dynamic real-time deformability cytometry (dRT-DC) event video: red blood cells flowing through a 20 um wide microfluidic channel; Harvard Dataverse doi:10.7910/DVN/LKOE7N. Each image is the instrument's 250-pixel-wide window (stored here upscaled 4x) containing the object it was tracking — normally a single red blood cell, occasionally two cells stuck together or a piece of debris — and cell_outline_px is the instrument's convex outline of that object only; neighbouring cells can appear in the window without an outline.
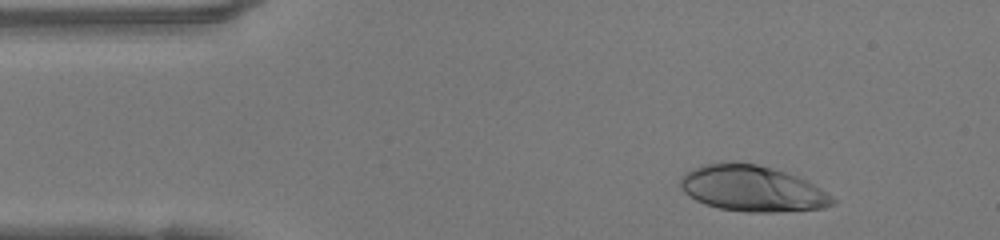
{"species": "human", "species_latin": "Homo sapiens", "temperature_condition": "warm", "stored_images_in_passage": 37, "camera_frame_rate_fps": 3000, "um_per_image_px": 0.085, "donor": {"sex": "female"}, "frame": {"image": 1, "passage_image": 4, "time_ms": 1.0, "image_size_px": [1000, 240], "cell_outline_px": [[836, 204], [824, 208], [776, 212], [748, 212], [720, 208], [704, 204], [688, 196], [680, 188], [680, 180], [684, 172], [692, 168], [704, 164], [756, 164], [772, 168], [808, 180], [832, 196], [836, 200]], "centroid_in_image_um": [63.95, 16.05], "position_along_channel_um": 21.0, "area_um2": 40.4}}
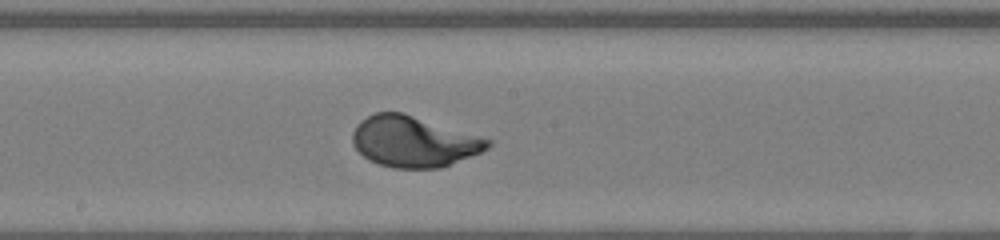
{"frame": {"image": 2, "passage_image": 23, "time_ms": 7.333, "image_size_px": [1000, 240], "cell_outline_px": [[492, 144], [488, 148], [480, 152], [440, 168], [392, 168], [368, 160], [352, 144], [352, 132], [356, 124], [360, 120], [376, 112], [404, 112], [492, 140]], "centroid_in_image_um": [35.13, 12.02], "position_along_channel_um": 213.1, "area_um2": 40.0}}
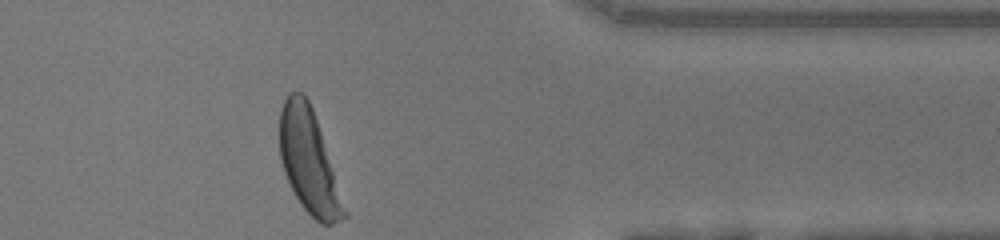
{"frame": {"image": 3, "passage_image": 37, "time_ms": 12.0, "image_size_px": [1000, 240], "cell_outline_px": [[348, 216], [332, 224], [320, 224], [300, 204], [284, 172], [280, 156], [280, 112], [284, 100], [288, 92], [304, 92], [312, 108], [348, 212]], "centroid_in_image_um": [26.26, 13.73], "position_along_channel_um": 385.1, "area_um2": 38.38}, "authors_computed_cell_mechanics": {"area_um2": 39.3618, "velocity_mm_per_s": 4.1433, "shape_relaxation_time_tau1_ms": 2.318, "shape_relaxation_time_tau2_ms": null, "deformation_change_tau1": 0.1969, "deformation_change_tau2": null}}